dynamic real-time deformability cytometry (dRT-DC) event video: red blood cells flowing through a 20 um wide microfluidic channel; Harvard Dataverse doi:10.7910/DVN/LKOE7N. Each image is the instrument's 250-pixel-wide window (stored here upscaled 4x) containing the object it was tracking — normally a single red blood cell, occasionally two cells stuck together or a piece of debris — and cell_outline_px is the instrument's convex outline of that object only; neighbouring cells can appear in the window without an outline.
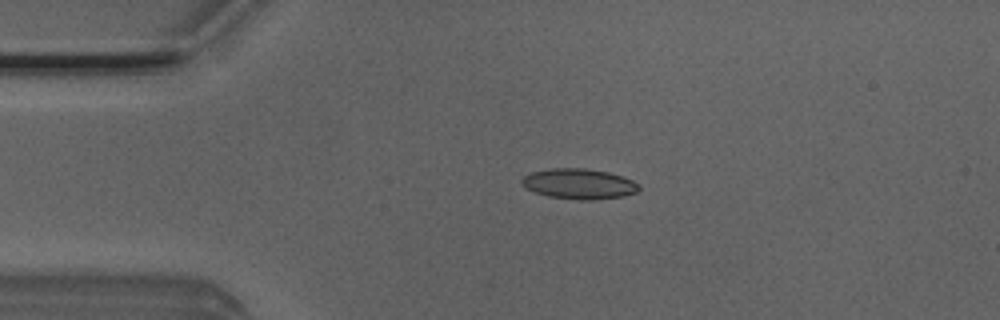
{"species": "Egyptian fruit bat (a non-hibernating species)", "species_latin": "Rousettus aegyptiacus", "temperature_condition": "room temperature", "stored_images_in_passage": 27, "camera_frame_rate_fps": 3000, "um_per_image_px": 0.085, "animal": {"sex": "male"}, "frame": {"image": 1, "passage_image": 6, "time_ms": 1.667, "image_size_px": [1000, 320], "cell_outline_px": [[640, 188], [636, 192], [624, 196], [592, 200], [576, 200], [548, 196], [524, 188], [520, 184], [520, 180], [524, 176], [532, 172], [552, 168], [584, 168], [608, 172], [632, 180], [640, 184]], "centroid_in_image_um": [49.19, 15.63], "position_along_channel_um": 35.8, "area_um2": 20.81}}
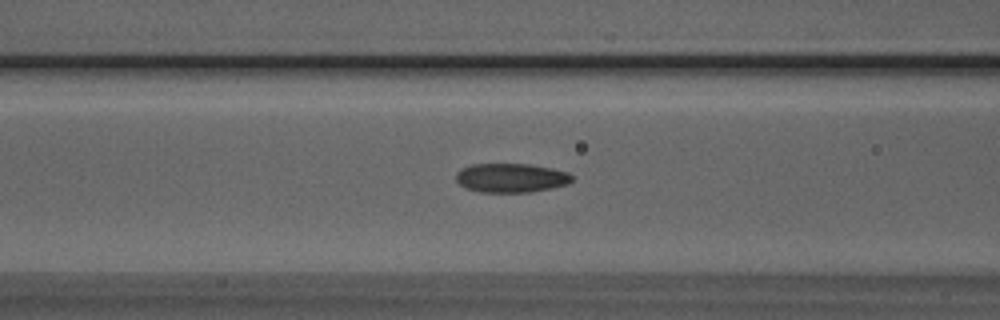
{"frame": {"image": 2, "passage_image": 15, "time_ms": 4.667, "image_size_px": [1000, 320], "cell_outline_px": [[572, 180], [568, 184], [552, 188], [532, 192], [480, 192], [464, 188], [456, 180], [456, 172], [460, 168], [472, 164], [528, 164], [552, 168], [568, 172], [572, 176]], "centroid_in_image_um": [43.42, 15.12], "position_along_channel_um": 123.2, "area_um2": 19.83}}